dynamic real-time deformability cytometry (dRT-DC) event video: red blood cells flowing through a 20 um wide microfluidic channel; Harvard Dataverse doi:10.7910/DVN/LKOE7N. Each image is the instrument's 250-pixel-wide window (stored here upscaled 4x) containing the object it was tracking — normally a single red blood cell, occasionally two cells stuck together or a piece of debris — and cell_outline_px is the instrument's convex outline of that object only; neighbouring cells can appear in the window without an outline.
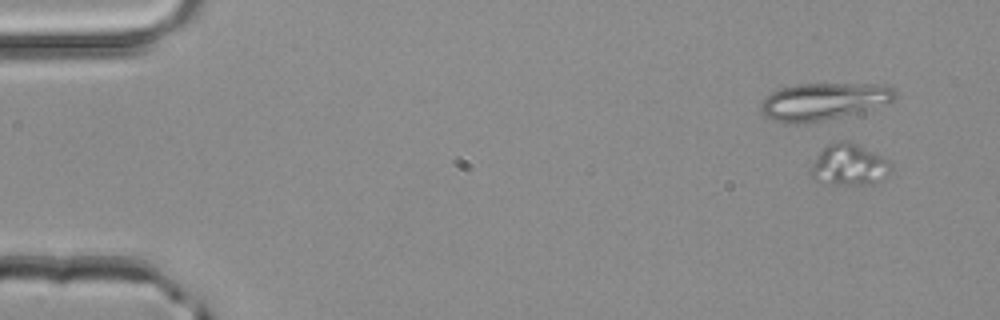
{"species": "common noctule bat (a hibernating species)", "species_latin": "Nyctalus noctula", "temperature_condition": "room temperature", "stored_images_in_passage": 4, "camera_frame_rate_fps": 3000, "um_per_image_px": 0.085, "animal": {"sex": "male", "body_mass_g": 20.4}, "frame": {"image": 1, "passage_image": 1, "time_ms": 0.0, "image_size_px": [1000, 320], "cell_outline_px": [[892, 168], [880, 180], [872, 184], [824, 184], [816, 180], [808, 172], [812, 164], [820, 152], [828, 144], [836, 140], [848, 140], [888, 160], [892, 164]], "centroid_in_image_um": [72.13, 14.01], "position_along_channel_um": 12.9, "area_um2": 19.19}}